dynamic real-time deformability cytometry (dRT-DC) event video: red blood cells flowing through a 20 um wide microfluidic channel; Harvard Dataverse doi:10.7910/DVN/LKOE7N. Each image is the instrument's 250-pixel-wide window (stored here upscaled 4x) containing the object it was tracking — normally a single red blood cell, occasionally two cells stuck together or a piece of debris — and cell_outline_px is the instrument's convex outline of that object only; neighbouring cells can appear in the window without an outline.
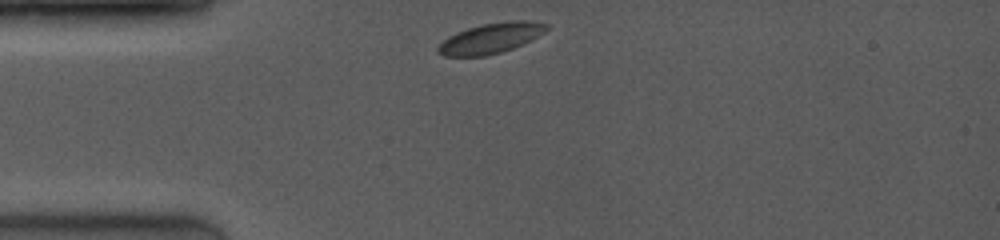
{"species": "common noctule bat (a hibernating species)", "species_latin": "Nyctalus noctula", "temperature_condition": "room temperature", "stored_images_in_passage": 24, "camera_frame_rate_fps": 4000, "um_per_image_px": 0.085, "animal": {"sex": "female", "body_mass_g": 19.0, "forearm_length_mm": 53.3}, "frame": {"image": 1, "passage_image": 1, "time_ms": 0.0, "image_size_px": [1000, 240], "cell_outline_px": [[548, 28], [544, 32], [532, 40], [524, 44], [500, 52], [484, 56], [444, 56], [436, 52], [436, 48], [448, 36], [456, 32], [468, 28], [484, 24], [516, 20], [528, 20], [548, 24]], "centroid_in_image_um": [41.71, 3.25], "position_along_channel_um": 43.3, "area_um2": 19.07}}
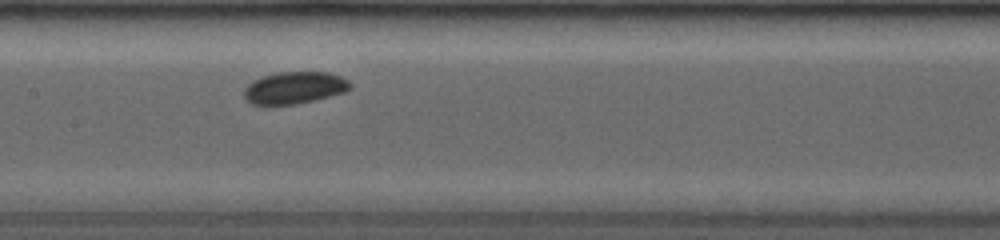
{"frame": {"image": 2, "passage_image": 10, "time_ms": 4.0, "image_size_px": [1000, 240], "cell_outline_px": [[352, 88], [344, 92], [296, 104], [268, 108], [252, 104], [244, 96], [244, 88], [248, 84], [264, 76], [280, 72], [328, 72], [340, 76], [348, 80], [352, 84]], "centroid_in_image_um": [25.0, 7.5], "position_along_channel_um": 182.4, "area_um2": 20.11}}
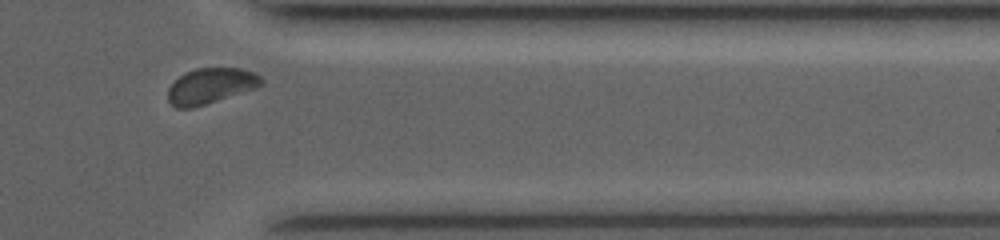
{"frame": {"image": 3, "passage_image": 22, "time_ms": 9.25, "image_size_px": [1000, 240], "cell_outline_px": [[264, 84], [256, 88], [192, 108], [176, 108], [168, 100], [168, 88], [180, 76], [188, 72], [200, 68], [240, 68], [252, 72], [260, 76], [264, 80]], "centroid_in_image_um": [17.93, 7.3], "position_along_channel_um": 393.5, "area_um2": 19.07}, "authors_computed_cell_mechanics": {"area_um2": 19.5942, "velocity_mm_per_s": 4.0075, "shape_relaxation_time_tau1_ms": 0.6917, "shape_relaxation_time_tau2_ms": null, "deformation_change_tau1": 0.0455, "deformation_change_tau2": null}}